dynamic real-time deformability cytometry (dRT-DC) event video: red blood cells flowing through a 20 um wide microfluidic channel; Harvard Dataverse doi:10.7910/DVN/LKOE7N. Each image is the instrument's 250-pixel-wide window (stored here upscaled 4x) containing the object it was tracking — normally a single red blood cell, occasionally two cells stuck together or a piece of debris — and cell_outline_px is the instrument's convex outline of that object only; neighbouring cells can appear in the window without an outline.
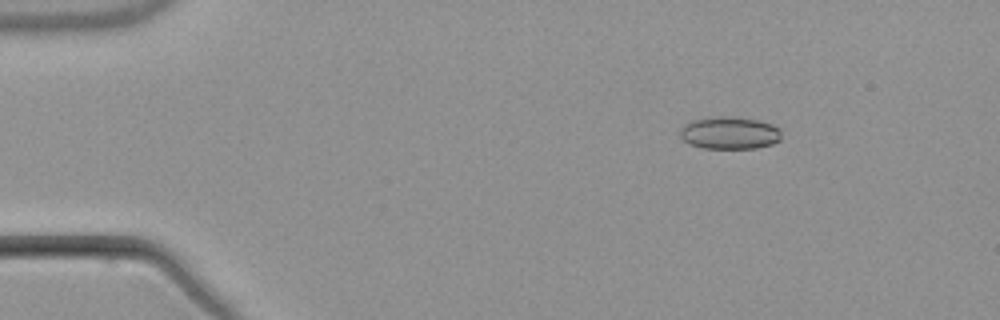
{"species": "common noctule bat (a hibernating species)", "species_latin": "Nyctalus noctula", "temperature_condition": "warm", "stored_images_in_passage": 3, "camera_frame_rate_fps": 3000, "um_per_image_px": 0.085, "animal": {"sex": "male", "body_mass_g": 21.5, "forearm_length_mm": 52.0}, "frame": {"image": 1, "passage_image": 1, "time_ms": 0.0, "image_size_px": [1000, 320], "cell_outline_px": [[780, 140], [772, 144], [756, 148], [704, 148], [692, 144], [684, 140], [680, 136], [680, 128], [684, 124], [692, 120], [712, 116], [736, 116], [756, 120], [772, 124], [780, 128]], "centroid_in_image_um": [62.01, 11.28], "position_along_channel_um": 23.0, "area_um2": 19.25}}